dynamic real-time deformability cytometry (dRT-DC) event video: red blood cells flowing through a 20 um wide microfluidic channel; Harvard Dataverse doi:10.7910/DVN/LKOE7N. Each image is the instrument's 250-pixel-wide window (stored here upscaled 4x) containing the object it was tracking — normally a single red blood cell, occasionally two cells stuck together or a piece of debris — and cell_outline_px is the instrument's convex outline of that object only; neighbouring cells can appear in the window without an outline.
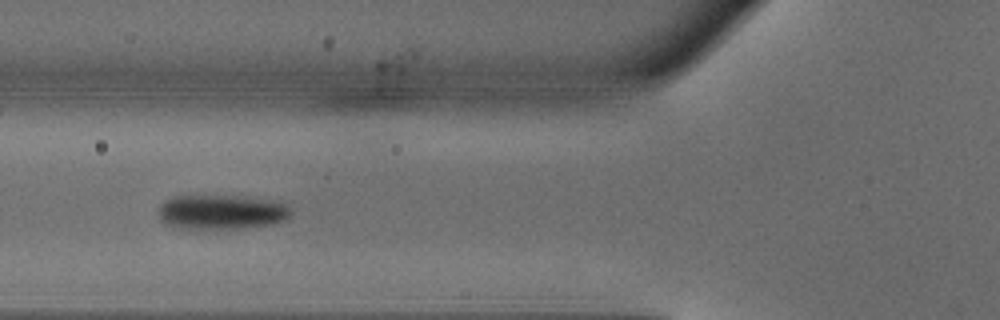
{"species": "common noctule bat (a hibernating species)", "species_latin": "Nyctalus noctula", "temperature_condition": "warm", "stored_images_in_passage": 35, "camera_frame_rate_fps": 3000, "um_per_image_px": 0.085, "animal": {"sex": "male", "body_mass_g": 18.8}, "frame": {"image": 1, "passage_image": 7, "time_ms": 2.0, "image_size_px": [1000, 320], "cell_outline_px": [[292, 212], [284, 220], [276, 224], [236, 228], [172, 228], [164, 224], [160, 220], [160, 204], [164, 200], [176, 196], [236, 196], [272, 200], [288, 204]], "centroid_in_image_um": [18.82, 18.02], "position_along_channel_um": 107.0, "area_um2": 26.7}}
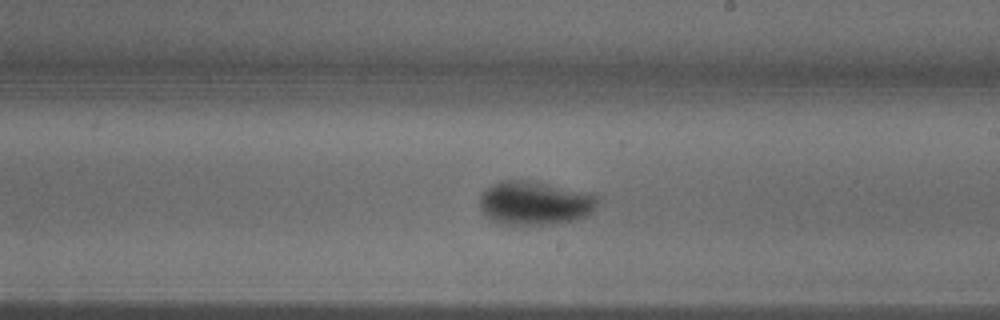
{"frame": {"image": 2, "passage_image": 17, "time_ms": 5.333, "image_size_px": [1000, 320], "cell_outline_px": [[600, 204], [588, 216], [576, 220], [552, 224], [496, 224], [480, 208], [480, 196], [492, 184], [504, 180], [528, 180], [584, 192], [600, 196]], "centroid_in_image_um": [45.51, 17.27], "position_along_channel_um": 243.5, "area_um2": 30.06}}
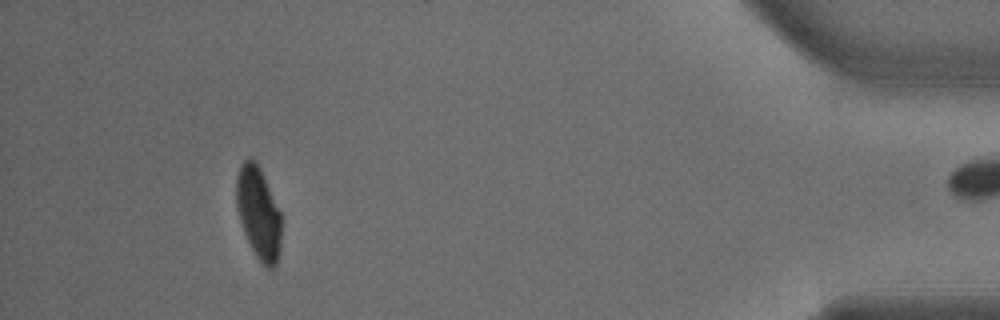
{"frame": {"image": 3, "passage_image": 34, "time_ms": 11.0, "image_size_px": [1000, 320], "cell_outline_px": [[280, 248], [276, 264], [272, 268], [268, 268], [256, 256], [244, 232], [240, 220], [236, 204], [236, 176], [240, 164], [248, 156], [252, 156], [260, 168], [280, 212]], "centroid_in_image_um": [21.94, 18.04], "position_along_channel_um": 413.3, "area_um2": 23.87}, "authors_computed_cell_mechanics": {"area_um2": 27.6284, "velocity_mm_per_s": 4.104, "shape_relaxation_time_tau1_ms": 7.1563, "shape_relaxation_time_tau2_ms": null, "deformation_change_tau1": 0.2757, "deformation_change_tau2": null}}